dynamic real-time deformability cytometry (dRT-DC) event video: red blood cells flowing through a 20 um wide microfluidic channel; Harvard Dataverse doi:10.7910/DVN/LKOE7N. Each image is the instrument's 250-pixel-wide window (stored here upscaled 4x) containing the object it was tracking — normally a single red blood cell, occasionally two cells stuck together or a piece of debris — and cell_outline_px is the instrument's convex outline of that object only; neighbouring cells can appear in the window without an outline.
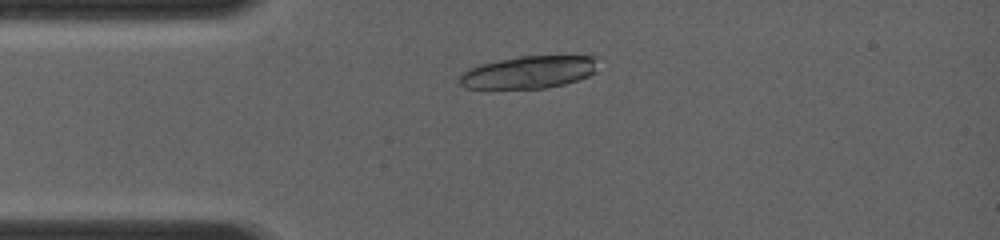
{"species": "common noctule bat (a hibernating species)", "species_latin": "Nyctalus noctula", "temperature_condition": "room temperature", "stored_images_in_passage": 5, "camera_frame_rate_fps": 4000, "um_per_image_px": 0.085, "animal": {"sex": "female", "body_mass_g": 19.0, "forearm_length_mm": 56.7}, "frame": {"image": 1, "passage_image": 2, "time_ms": 0.25, "image_size_px": [1000, 240], "cell_outline_px": [[600, 56], [596, 72], [588, 76], [564, 84], [544, 88], [464, 88], [460, 84], [460, 76], [468, 68], [480, 64], [496, 60], [520, 56]], "centroid_in_image_um": [44.99, 6.12], "position_along_channel_um": 40.0, "area_um2": 26.3}}